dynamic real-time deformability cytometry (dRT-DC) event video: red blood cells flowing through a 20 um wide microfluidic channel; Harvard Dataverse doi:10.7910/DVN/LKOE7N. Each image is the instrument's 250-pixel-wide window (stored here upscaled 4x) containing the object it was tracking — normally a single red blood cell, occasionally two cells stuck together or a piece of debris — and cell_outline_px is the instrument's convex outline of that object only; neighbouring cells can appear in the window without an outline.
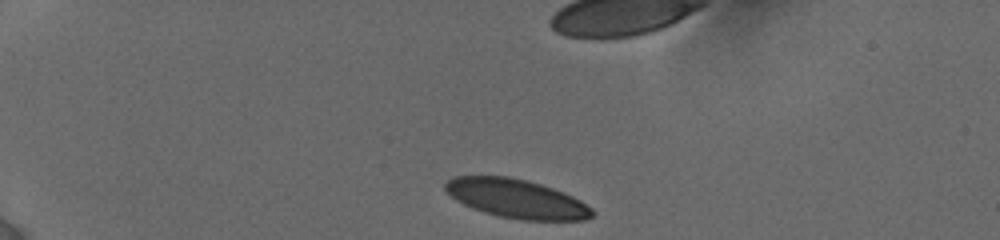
{"species": "human", "species_latin": "Homo sapiens", "temperature_condition": "cold", "stored_images_in_passage": 8, "camera_frame_rate_fps": 3000, "um_per_image_px": 0.085, "donor": {"sex": "female"}, "frame": {"image": 1, "passage_image": 1, "time_ms": 0.0, "image_size_px": [1000, 240], "cell_outline_px": [[596, 212], [592, 216], [584, 220], [520, 220], [500, 216], [484, 212], [472, 208], [456, 200], [444, 188], [444, 184], [452, 176], [508, 176], [540, 184], [564, 192], [580, 200], [592, 208]], "centroid_in_image_um": [43.91, 16.89], "position_along_channel_um": 41.1, "area_um2": 33.12}}
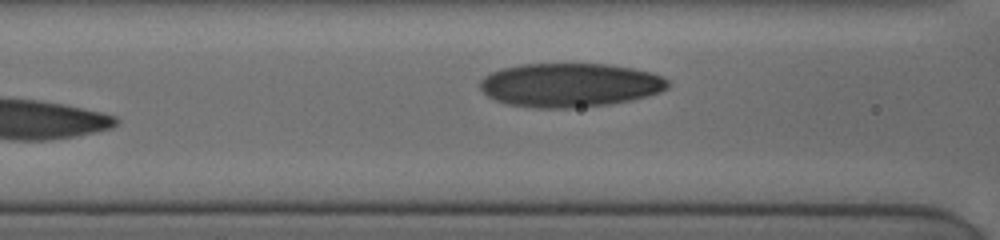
{"frame": {"image": 2, "passage_image": 8, "time_ms": 5.0, "image_size_px": [1000, 240], "cell_outline_px": [[668, 88], [660, 92], [628, 100], [608, 104], [572, 108], [536, 108], [508, 104], [496, 100], [488, 96], [480, 88], [480, 80], [488, 72], [500, 68], [520, 64], [612, 64], [652, 72], [668, 80]], "centroid_in_image_um": [48.4, 7.21], "position_along_channel_um": 118.2, "area_um2": 48.09}}